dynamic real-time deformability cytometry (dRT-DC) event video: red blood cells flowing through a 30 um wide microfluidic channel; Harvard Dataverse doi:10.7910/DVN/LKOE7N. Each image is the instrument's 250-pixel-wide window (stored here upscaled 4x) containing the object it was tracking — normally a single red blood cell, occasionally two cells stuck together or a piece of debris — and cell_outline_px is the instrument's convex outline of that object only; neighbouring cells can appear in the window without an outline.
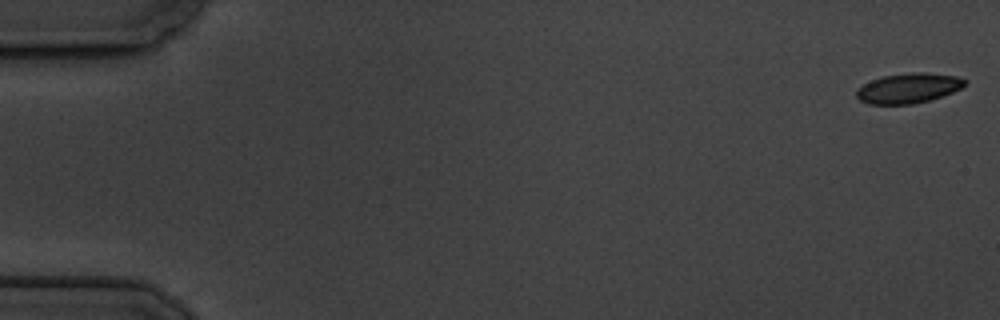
{"species": "common noctule bat (a hibernating species)", "species_latin": "Nyctalus noctula", "temperature_condition": "cold", "stored_images_in_passage": 7, "camera_frame_rate_fps": 3000, "um_per_image_px": 0.085, "animal": {"sex": "male", "body_mass_g": 19.5, "forearm_length_mm": 54.6}, "frame": {"image": 1, "passage_image": 1, "time_ms": 0.0, "image_size_px": [1000, 320], "cell_outline_px": [[968, 84], [952, 92], [928, 100], [912, 104], [868, 104], [860, 100], [856, 96], [856, 88], [872, 80], [884, 76], [912, 72], [924, 72], [956, 76], [968, 80]], "centroid_in_image_um": [77.22, 7.49], "position_along_channel_um": 7.8, "area_um2": 18.84}}
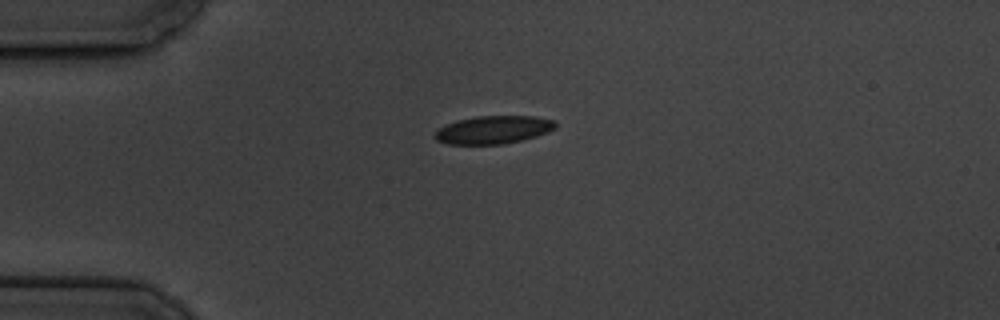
{"frame": {"image": 2, "passage_image": 5, "time_ms": 4.667, "image_size_px": [1000, 320], "cell_outline_px": [[556, 128], [548, 132], [536, 136], [504, 144], [448, 144], [436, 140], [436, 132], [440, 128], [456, 120], [476, 116], [536, 116], [556, 120]], "centroid_in_image_um": [41.99, 11.02], "position_along_channel_um": 43.0, "area_um2": 19.59}}
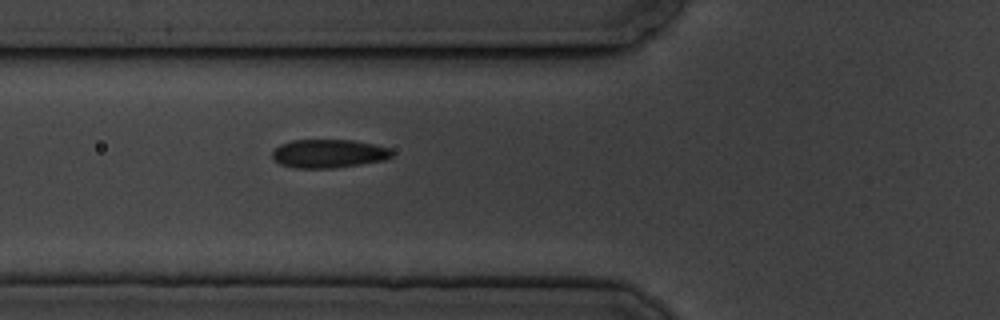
{"frame": {"image": 3, "passage_image": 7, "time_ms": 7.0, "image_size_px": [1000, 320], "cell_outline_px": [[392, 156], [384, 160], [360, 164], [332, 168], [296, 168], [280, 164], [272, 156], [272, 152], [280, 144], [292, 140], [352, 140], [372, 144], [388, 148], [392, 152]], "centroid_in_image_um": [27.91, 13.05], "position_along_channel_um": 97.9, "area_um2": 19.65}}